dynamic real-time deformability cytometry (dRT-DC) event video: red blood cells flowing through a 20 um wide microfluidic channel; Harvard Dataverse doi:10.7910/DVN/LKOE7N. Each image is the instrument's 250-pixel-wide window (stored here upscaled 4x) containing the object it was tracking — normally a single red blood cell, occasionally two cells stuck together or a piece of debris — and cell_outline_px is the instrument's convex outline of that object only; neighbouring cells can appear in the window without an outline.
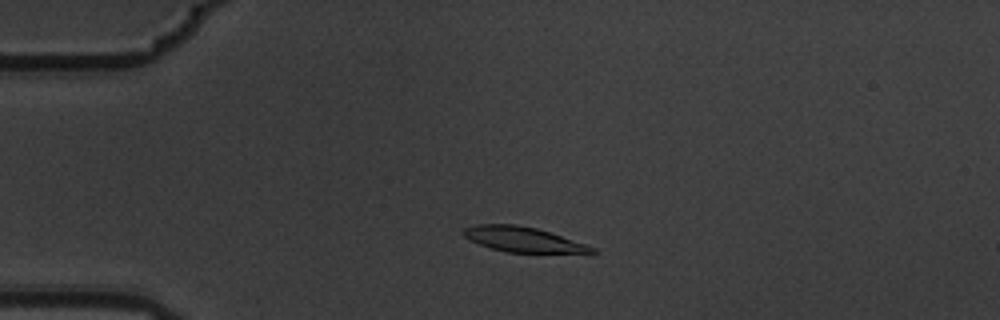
{"species": "common noctule bat (a hibernating species)", "species_latin": "Nyctalus noctula", "temperature_condition": "warm", "stored_images_in_passage": 5, "camera_frame_rate_fps": 3000, "um_per_image_px": 0.085, "animal": {"sex": "male", "body_mass_g": 19.5, "forearm_length_mm": 54.6}, "frame": {"image": 1, "passage_image": 3, "time_ms": 0.667, "image_size_px": [1000, 320], "cell_outline_px": [[600, 252], [508, 252], [492, 248], [480, 244], [464, 236], [464, 228], [476, 224], [516, 224], [536, 228], [596, 248]], "centroid_in_image_um": [44.42, 20.34], "position_along_channel_um": 40.6, "area_um2": 18.09}}